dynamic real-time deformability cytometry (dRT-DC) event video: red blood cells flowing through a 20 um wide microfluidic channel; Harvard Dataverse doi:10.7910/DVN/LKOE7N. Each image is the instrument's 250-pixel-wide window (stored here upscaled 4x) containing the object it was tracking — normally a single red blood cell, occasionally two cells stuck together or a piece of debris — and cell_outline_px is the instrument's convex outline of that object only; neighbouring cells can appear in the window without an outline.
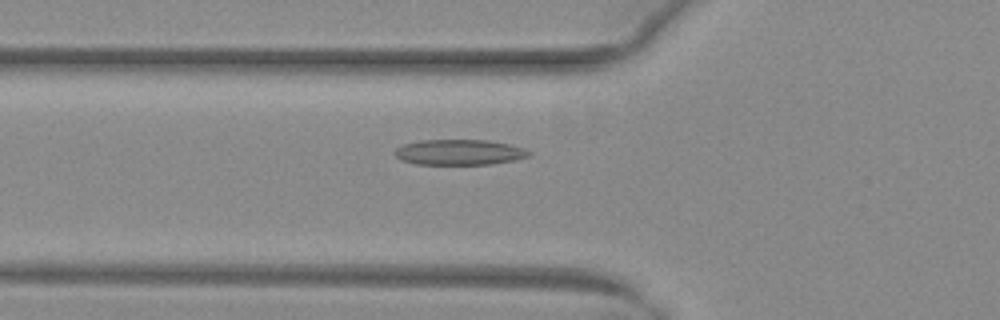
{"species": "common noctule bat (a hibernating species)", "species_latin": "Nyctalus noctula", "temperature_condition": "warm", "stored_images_in_passage": 36, "camera_frame_rate_fps": 3000, "um_per_image_px": 0.085, "animal": {"sex": "female", "body_mass_g": 29.2, "forearm_length_mm": 56.3}, "frame": {"image": 1, "passage_image": 3, "time_ms": 0.667, "image_size_px": [1000, 320], "cell_outline_px": [[532, 152], [528, 156], [516, 160], [492, 164], [416, 164], [400, 160], [392, 152], [396, 148], [404, 144], [420, 140], [488, 140], [508, 144], [524, 148]], "centroid_in_image_um": [39.03, 12.94], "position_along_channel_um": 86.8, "area_um2": 20.0}}
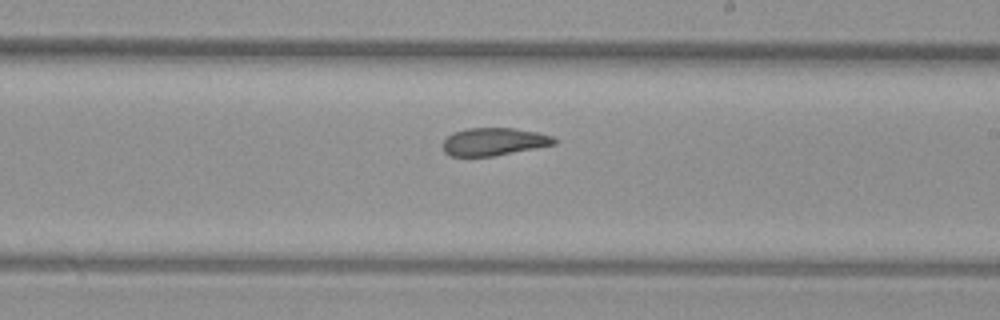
{"frame": {"image": 2, "passage_image": 15, "time_ms": 4.667, "image_size_px": [1000, 320], "cell_outline_px": [[556, 144], [492, 156], [448, 156], [444, 152], [444, 140], [452, 132], [468, 128], [516, 128], [536, 132], [552, 136], [556, 140]], "centroid_in_image_um": [41.96, 12.04], "position_along_channel_um": 247.0, "area_um2": 17.86}}
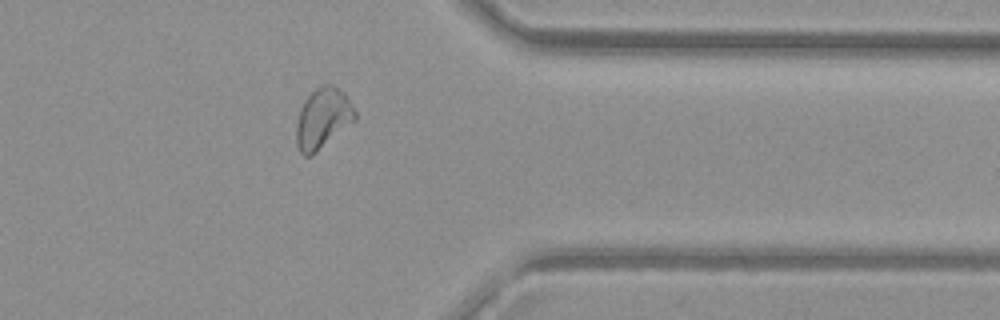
{"frame": {"image": 3, "passage_image": 26, "time_ms": 8.333, "image_size_px": [1000, 320], "cell_outline_px": [[356, 120], [312, 156], [304, 156], [300, 152], [296, 144], [296, 124], [300, 108], [304, 100], [320, 84], [332, 84], [344, 92], [348, 96], [356, 112]], "centroid_in_image_um": [27.44, 10.06], "position_along_channel_um": 384.0, "area_um2": 20.98}, "authors_computed_cell_mechanics": {"area_um2": 19.4786, "velocity_mm_per_s": 3.9968, "shape_relaxation_time_tau1_ms": 6.5128, "shape_relaxation_time_tau2_ms": 1.9546, "deformation_change_tau1": 0.1691, "deformation_change_tau2": 0.0879}}